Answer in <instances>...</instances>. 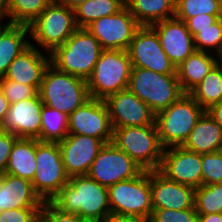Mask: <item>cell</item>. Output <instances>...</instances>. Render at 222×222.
Masks as SVG:
<instances>
[{"mask_svg":"<svg viewBox=\"0 0 222 222\" xmlns=\"http://www.w3.org/2000/svg\"><path fill=\"white\" fill-rule=\"evenodd\" d=\"M124 151L143 170H158L164 147L161 145L156 124L113 129L111 141Z\"/></svg>","mask_w":222,"mask_h":222,"instance_id":"6","label":"cell"},{"mask_svg":"<svg viewBox=\"0 0 222 222\" xmlns=\"http://www.w3.org/2000/svg\"><path fill=\"white\" fill-rule=\"evenodd\" d=\"M217 55L210 52L195 51L177 68V77L184 93L195 88L218 63Z\"/></svg>","mask_w":222,"mask_h":222,"instance_id":"24","label":"cell"},{"mask_svg":"<svg viewBox=\"0 0 222 222\" xmlns=\"http://www.w3.org/2000/svg\"><path fill=\"white\" fill-rule=\"evenodd\" d=\"M41 142H60L67 137L69 116L43 104Z\"/></svg>","mask_w":222,"mask_h":222,"instance_id":"30","label":"cell"},{"mask_svg":"<svg viewBox=\"0 0 222 222\" xmlns=\"http://www.w3.org/2000/svg\"><path fill=\"white\" fill-rule=\"evenodd\" d=\"M202 185L222 182V157L218 152L201 155Z\"/></svg>","mask_w":222,"mask_h":222,"instance_id":"35","label":"cell"},{"mask_svg":"<svg viewBox=\"0 0 222 222\" xmlns=\"http://www.w3.org/2000/svg\"><path fill=\"white\" fill-rule=\"evenodd\" d=\"M43 103L37 93L9 106L0 130L7 131L18 138H34L41 141V109Z\"/></svg>","mask_w":222,"mask_h":222,"instance_id":"17","label":"cell"},{"mask_svg":"<svg viewBox=\"0 0 222 222\" xmlns=\"http://www.w3.org/2000/svg\"><path fill=\"white\" fill-rule=\"evenodd\" d=\"M38 93L44 105L68 116L90 99L86 80L51 64L44 72Z\"/></svg>","mask_w":222,"mask_h":222,"instance_id":"3","label":"cell"},{"mask_svg":"<svg viewBox=\"0 0 222 222\" xmlns=\"http://www.w3.org/2000/svg\"><path fill=\"white\" fill-rule=\"evenodd\" d=\"M41 208L9 209L0 212V222H39Z\"/></svg>","mask_w":222,"mask_h":222,"instance_id":"38","label":"cell"},{"mask_svg":"<svg viewBox=\"0 0 222 222\" xmlns=\"http://www.w3.org/2000/svg\"><path fill=\"white\" fill-rule=\"evenodd\" d=\"M219 154H220V156L222 157V144L220 145V147L218 148V151H217Z\"/></svg>","mask_w":222,"mask_h":222,"instance_id":"50","label":"cell"},{"mask_svg":"<svg viewBox=\"0 0 222 222\" xmlns=\"http://www.w3.org/2000/svg\"><path fill=\"white\" fill-rule=\"evenodd\" d=\"M156 31L162 49L177 68L196 51L194 38L185 22L173 17L151 25Z\"/></svg>","mask_w":222,"mask_h":222,"instance_id":"20","label":"cell"},{"mask_svg":"<svg viewBox=\"0 0 222 222\" xmlns=\"http://www.w3.org/2000/svg\"><path fill=\"white\" fill-rule=\"evenodd\" d=\"M100 222H148V221L145 219L136 217V216L110 213L105 218H103Z\"/></svg>","mask_w":222,"mask_h":222,"instance_id":"42","label":"cell"},{"mask_svg":"<svg viewBox=\"0 0 222 222\" xmlns=\"http://www.w3.org/2000/svg\"><path fill=\"white\" fill-rule=\"evenodd\" d=\"M17 138L10 132L0 130V173L6 170L12 146Z\"/></svg>","mask_w":222,"mask_h":222,"instance_id":"41","label":"cell"},{"mask_svg":"<svg viewBox=\"0 0 222 222\" xmlns=\"http://www.w3.org/2000/svg\"><path fill=\"white\" fill-rule=\"evenodd\" d=\"M69 134L91 136L105 144L113 137V126L104 100L90 98L69 115Z\"/></svg>","mask_w":222,"mask_h":222,"instance_id":"14","label":"cell"},{"mask_svg":"<svg viewBox=\"0 0 222 222\" xmlns=\"http://www.w3.org/2000/svg\"><path fill=\"white\" fill-rule=\"evenodd\" d=\"M125 4L140 26H151L175 15V0H126Z\"/></svg>","mask_w":222,"mask_h":222,"instance_id":"27","label":"cell"},{"mask_svg":"<svg viewBox=\"0 0 222 222\" xmlns=\"http://www.w3.org/2000/svg\"><path fill=\"white\" fill-rule=\"evenodd\" d=\"M142 171L132 158L110 142L100 149L87 175L108 188L119 181L133 179Z\"/></svg>","mask_w":222,"mask_h":222,"instance_id":"11","label":"cell"},{"mask_svg":"<svg viewBox=\"0 0 222 222\" xmlns=\"http://www.w3.org/2000/svg\"><path fill=\"white\" fill-rule=\"evenodd\" d=\"M5 18H0V33L2 32V30L9 24V23H4L2 24L1 21L4 20ZM2 24V25H1Z\"/></svg>","mask_w":222,"mask_h":222,"instance_id":"48","label":"cell"},{"mask_svg":"<svg viewBox=\"0 0 222 222\" xmlns=\"http://www.w3.org/2000/svg\"><path fill=\"white\" fill-rule=\"evenodd\" d=\"M36 171V139L17 138L4 173L32 181Z\"/></svg>","mask_w":222,"mask_h":222,"instance_id":"25","label":"cell"},{"mask_svg":"<svg viewBox=\"0 0 222 222\" xmlns=\"http://www.w3.org/2000/svg\"><path fill=\"white\" fill-rule=\"evenodd\" d=\"M204 109L188 94L185 93L155 114V124L161 145L164 148L182 146Z\"/></svg>","mask_w":222,"mask_h":222,"instance_id":"5","label":"cell"},{"mask_svg":"<svg viewBox=\"0 0 222 222\" xmlns=\"http://www.w3.org/2000/svg\"><path fill=\"white\" fill-rule=\"evenodd\" d=\"M7 17H9L7 2L6 0H0V18H7Z\"/></svg>","mask_w":222,"mask_h":222,"instance_id":"47","label":"cell"},{"mask_svg":"<svg viewBox=\"0 0 222 222\" xmlns=\"http://www.w3.org/2000/svg\"><path fill=\"white\" fill-rule=\"evenodd\" d=\"M45 56L33 44L20 53L9 65L4 78L19 84L33 86L37 91L40 88L44 72L50 65V54Z\"/></svg>","mask_w":222,"mask_h":222,"instance_id":"21","label":"cell"},{"mask_svg":"<svg viewBox=\"0 0 222 222\" xmlns=\"http://www.w3.org/2000/svg\"><path fill=\"white\" fill-rule=\"evenodd\" d=\"M221 17L222 15L199 14L188 18L185 21V24L191 35L194 37L200 32V30L209 28V26H211Z\"/></svg>","mask_w":222,"mask_h":222,"instance_id":"40","label":"cell"},{"mask_svg":"<svg viewBox=\"0 0 222 222\" xmlns=\"http://www.w3.org/2000/svg\"><path fill=\"white\" fill-rule=\"evenodd\" d=\"M197 222H222V213L198 214Z\"/></svg>","mask_w":222,"mask_h":222,"instance_id":"45","label":"cell"},{"mask_svg":"<svg viewBox=\"0 0 222 222\" xmlns=\"http://www.w3.org/2000/svg\"><path fill=\"white\" fill-rule=\"evenodd\" d=\"M193 38L197 51H215L214 54L218 55L222 49V17L209 28L200 30Z\"/></svg>","mask_w":222,"mask_h":222,"instance_id":"34","label":"cell"},{"mask_svg":"<svg viewBox=\"0 0 222 222\" xmlns=\"http://www.w3.org/2000/svg\"><path fill=\"white\" fill-rule=\"evenodd\" d=\"M153 209L195 208V188L168 179L159 170H150Z\"/></svg>","mask_w":222,"mask_h":222,"instance_id":"19","label":"cell"},{"mask_svg":"<svg viewBox=\"0 0 222 222\" xmlns=\"http://www.w3.org/2000/svg\"><path fill=\"white\" fill-rule=\"evenodd\" d=\"M49 202L59 211L75 214L86 222H100L111 213L108 188L88 175L70 177Z\"/></svg>","mask_w":222,"mask_h":222,"instance_id":"1","label":"cell"},{"mask_svg":"<svg viewBox=\"0 0 222 222\" xmlns=\"http://www.w3.org/2000/svg\"><path fill=\"white\" fill-rule=\"evenodd\" d=\"M158 170L168 179L180 184L195 189L202 186L201 154L187 150L183 146L164 148Z\"/></svg>","mask_w":222,"mask_h":222,"instance_id":"16","label":"cell"},{"mask_svg":"<svg viewBox=\"0 0 222 222\" xmlns=\"http://www.w3.org/2000/svg\"><path fill=\"white\" fill-rule=\"evenodd\" d=\"M113 129L148 126L155 123V113L128 88L104 100Z\"/></svg>","mask_w":222,"mask_h":222,"instance_id":"15","label":"cell"},{"mask_svg":"<svg viewBox=\"0 0 222 222\" xmlns=\"http://www.w3.org/2000/svg\"><path fill=\"white\" fill-rule=\"evenodd\" d=\"M0 85L3 95L10 105L27 98H32L38 93L33 86L22 83L19 84L18 82L7 80L4 77L0 78Z\"/></svg>","mask_w":222,"mask_h":222,"instance_id":"36","label":"cell"},{"mask_svg":"<svg viewBox=\"0 0 222 222\" xmlns=\"http://www.w3.org/2000/svg\"><path fill=\"white\" fill-rule=\"evenodd\" d=\"M52 0H6L8 23L29 26Z\"/></svg>","mask_w":222,"mask_h":222,"instance_id":"31","label":"cell"},{"mask_svg":"<svg viewBox=\"0 0 222 222\" xmlns=\"http://www.w3.org/2000/svg\"><path fill=\"white\" fill-rule=\"evenodd\" d=\"M53 1L62 5H66L67 7L72 8L74 10L78 5L82 4L86 0H53Z\"/></svg>","mask_w":222,"mask_h":222,"instance_id":"46","label":"cell"},{"mask_svg":"<svg viewBox=\"0 0 222 222\" xmlns=\"http://www.w3.org/2000/svg\"><path fill=\"white\" fill-rule=\"evenodd\" d=\"M124 0H86L74 9L78 28H86L101 17L115 14L125 6Z\"/></svg>","mask_w":222,"mask_h":222,"instance_id":"28","label":"cell"},{"mask_svg":"<svg viewBox=\"0 0 222 222\" xmlns=\"http://www.w3.org/2000/svg\"><path fill=\"white\" fill-rule=\"evenodd\" d=\"M39 222H86L75 214L59 211L50 202H44L39 215Z\"/></svg>","mask_w":222,"mask_h":222,"instance_id":"39","label":"cell"},{"mask_svg":"<svg viewBox=\"0 0 222 222\" xmlns=\"http://www.w3.org/2000/svg\"><path fill=\"white\" fill-rule=\"evenodd\" d=\"M58 142L36 139V171L31 181L35 193L49 202L69 182Z\"/></svg>","mask_w":222,"mask_h":222,"instance_id":"10","label":"cell"},{"mask_svg":"<svg viewBox=\"0 0 222 222\" xmlns=\"http://www.w3.org/2000/svg\"><path fill=\"white\" fill-rule=\"evenodd\" d=\"M9 106L10 104L8 100L5 98V96L3 95V92L1 91V85H0V126L7 115Z\"/></svg>","mask_w":222,"mask_h":222,"instance_id":"44","label":"cell"},{"mask_svg":"<svg viewBox=\"0 0 222 222\" xmlns=\"http://www.w3.org/2000/svg\"><path fill=\"white\" fill-rule=\"evenodd\" d=\"M102 51L99 41L86 28H77L50 53V64L87 81Z\"/></svg>","mask_w":222,"mask_h":222,"instance_id":"2","label":"cell"},{"mask_svg":"<svg viewBox=\"0 0 222 222\" xmlns=\"http://www.w3.org/2000/svg\"><path fill=\"white\" fill-rule=\"evenodd\" d=\"M132 63L127 50H103L87 79L90 98L105 100L127 89Z\"/></svg>","mask_w":222,"mask_h":222,"instance_id":"4","label":"cell"},{"mask_svg":"<svg viewBox=\"0 0 222 222\" xmlns=\"http://www.w3.org/2000/svg\"><path fill=\"white\" fill-rule=\"evenodd\" d=\"M58 144L69 177L87 175L91 164L105 145L101 139L76 134H68Z\"/></svg>","mask_w":222,"mask_h":222,"instance_id":"18","label":"cell"},{"mask_svg":"<svg viewBox=\"0 0 222 222\" xmlns=\"http://www.w3.org/2000/svg\"><path fill=\"white\" fill-rule=\"evenodd\" d=\"M111 213L149 220L153 211L150 171L143 170L133 179L119 181L108 187Z\"/></svg>","mask_w":222,"mask_h":222,"instance_id":"8","label":"cell"},{"mask_svg":"<svg viewBox=\"0 0 222 222\" xmlns=\"http://www.w3.org/2000/svg\"><path fill=\"white\" fill-rule=\"evenodd\" d=\"M28 27L32 39L49 54L62 45L78 28L74 10L53 0Z\"/></svg>","mask_w":222,"mask_h":222,"instance_id":"9","label":"cell"},{"mask_svg":"<svg viewBox=\"0 0 222 222\" xmlns=\"http://www.w3.org/2000/svg\"><path fill=\"white\" fill-rule=\"evenodd\" d=\"M1 212L9 209L42 208L43 201L26 179L0 173Z\"/></svg>","mask_w":222,"mask_h":222,"instance_id":"22","label":"cell"},{"mask_svg":"<svg viewBox=\"0 0 222 222\" xmlns=\"http://www.w3.org/2000/svg\"><path fill=\"white\" fill-rule=\"evenodd\" d=\"M205 111L222 100V64L217 63L208 75L188 93Z\"/></svg>","mask_w":222,"mask_h":222,"instance_id":"29","label":"cell"},{"mask_svg":"<svg viewBox=\"0 0 222 222\" xmlns=\"http://www.w3.org/2000/svg\"><path fill=\"white\" fill-rule=\"evenodd\" d=\"M128 89L148 104L155 114L185 94L177 74H158L145 68H132Z\"/></svg>","mask_w":222,"mask_h":222,"instance_id":"7","label":"cell"},{"mask_svg":"<svg viewBox=\"0 0 222 222\" xmlns=\"http://www.w3.org/2000/svg\"><path fill=\"white\" fill-rule=\"evenodd\" d=\"M198 213L195 208L184 210L153 209L148 222H197Z\"/></svg>","mask_w":222,"mask_h":222,"instance_id":"37","label":"cell"},{"mask_svg":"<svg viewBox=\"0 0 222 222\" xmlns=\"http://www.w3.org/2000/svg\"><path fill=\"white\" fill-rule=\"evenodd\" d=\"M29 27L22 24L9 23L0 33V78L7 73L12 61L29 45L26 40Z\"/></svg>","mask_w":222,"mask_h":222,"instance_id":"26","label":"cell"},{"mask_svg":"<svg viewBox=\"0 0 222 222\" xmlns=\"http://www.w3.org/2000/svg\"><path fill=\"white\" fill-rule=\"evenodd\" d=\"M195 209L198 214L222 213V182L196 188Z\"/></svg>","mask_w":222,"mask_h":222,"instance_id":"32","label":"cell"},{"mask_svg":"<svg viewBox=\"0 0 222 222\" xmlns=\"http://www.w3.org/2000/svg\"><path fill=\"white\" fill-rule=\"evenodd\" d=\"M208 114L217 122V124L222 128V100L213 106H211L208 110H206Z\"/></svg>","mask_w":222,"mask_h":222,"instance_id":"43","label":"cell"},{"mask_svg":"<svg viewBox=\"0 0 222 222\" xmlns=\"http://www.w3.org/2000/svg\"><path fill=\"white\" fill-rule=\"evenodd\" d=\"M217 59H219V60H218V63L222 64V49H221V51L218 53Z\"/></svg>","mask_w":222,"mask_h":222,"instance_id":"49","label":"cell"},{"mask_svg":"<svg viewBox=\"0 0 222 222\" xmlns=\"http://www.w3.org/2000/svg\"><path fill=\"white\" fill-rule=\"evenodd\" d=\"M199 14L222 15L220 0H175L174 17L185 22Z\"/></svg>","mask_w":222,"mask_h":222,"instance_id":"33","label":"cell"},{"mask_svg":"<svg viewBox=\"0 0 222 222\" xmlns=\"http://www.w3.org/2000/svg\"><path fill=\"white\" fill-rule=\"evenodd\" d=\"M221 144L222 128L204 111L182 146L202 155L217 152Z\"/></svg>","mask_w":222,"mask_h":222,"instance_id":"23","label":"cell"},{"mask_svg":"<svg viewBox=\"0 0 222 222\" xmlns=\"http://www.w3.org/2000/svg\"><path fill=\"white\" fill-rule=\"evenodd\" d=\"M132 68H145L158 74H177L176 67L162 49L151 26H140L127 49Z\"/></svg>","mask_w":222,"mask_h":222,"instance_id":"12","label":"cell"},{"mask_svg":"<svg viewBox=\"0 0 222 222\" xmlns=\"http://www.w3.org/2000/svg\"><path fill=\"white\" fill-rule=\"evenodd\" d=\"M140 25L126 5L117 13L93 21L86 29L103 50H127Z\"/></svg>","mask_w":222,"mask_h":222,"instance_id":"13","label":"cell"}]
</instances>
